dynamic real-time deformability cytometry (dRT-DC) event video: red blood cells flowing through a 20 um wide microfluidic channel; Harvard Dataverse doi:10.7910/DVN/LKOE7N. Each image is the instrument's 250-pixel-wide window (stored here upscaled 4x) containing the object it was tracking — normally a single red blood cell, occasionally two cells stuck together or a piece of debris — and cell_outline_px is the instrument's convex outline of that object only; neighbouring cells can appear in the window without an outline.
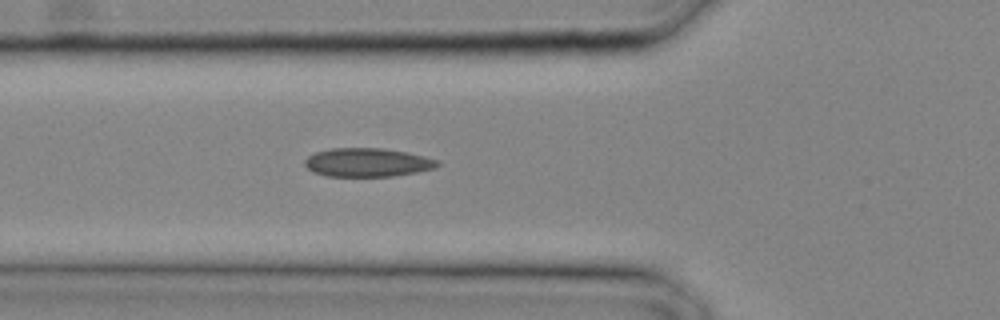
{"species": "common noctule bat (a hibernating species)", "species_latin": "Nyctalus noctula", "temperature_condition": "cold", "stored_images_in_passage": 10, "camera_frame_rate_fps": 3000, "um_per_image_px": 0.085, "animal": {"sex": "male", "body_mass_g": 20.4}, "frame": {"image": 1, "passage_image": 6, "time_ms": 1.667, "image_size_px": [1000, 320], "cell_outline_px": [[440, 164], [436, 168], [416, 172], [392, 176], [328, 176], [312, 172], [304, 164], [304, 160], [308, 156], [316, 152], [332, 148], [384, 148], [408, 152], [440, 160]], "centroid_in_image_um": [31.25, 13.8], "position_along_channel_um": 94.5, "area_um2": 22.25}}
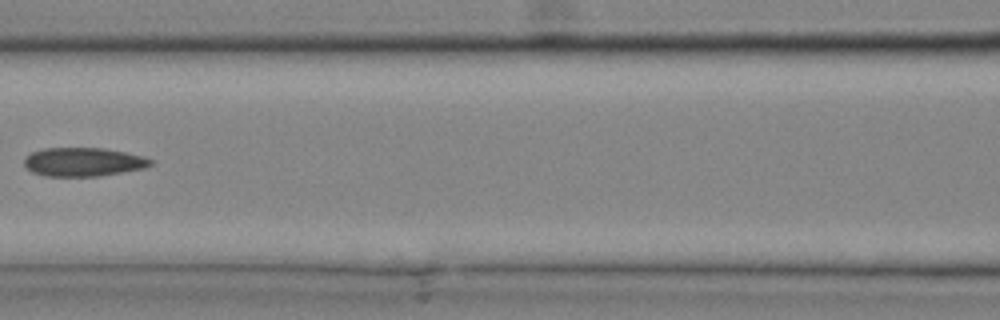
{"frame": {"image": 2, "passage_image": 9, "time_ms": 2.667, "image_size_px": [1000, 320], "cell_outline_px": [[152, 164], [144, 168], [96, 176], [44, 176], [32, 172], [24, 164], [24, 160], [32, 152], [44, 148], [104, 148], [124, 152], [140, 156], [152, 160]], "centroid_in_image_um": [7.05, 13.76], "position_along_channel_um": 159.6, "area_um2": 20.81}}